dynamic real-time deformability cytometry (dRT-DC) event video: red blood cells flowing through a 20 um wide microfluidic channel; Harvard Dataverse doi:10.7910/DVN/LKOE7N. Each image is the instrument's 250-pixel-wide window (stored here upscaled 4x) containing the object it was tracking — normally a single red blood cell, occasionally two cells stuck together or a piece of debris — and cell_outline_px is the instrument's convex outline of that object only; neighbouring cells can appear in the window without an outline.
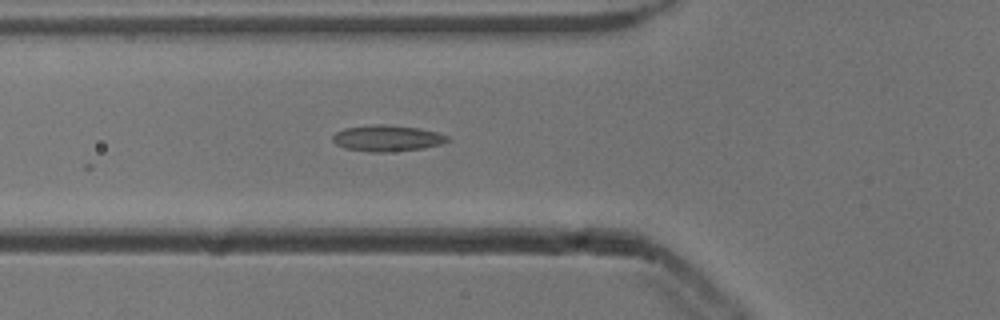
{"species": "common noctule bat (a hibernating species)", "species_latin": "Nyctalus noctula", "temperature_condition": "cold", "stored_images_in_passage": 12, "camera_frame_rate_fps": 3000, "um_per_image_px": 0.085, "animal": {"sex": "male", "body_mass_g": 13.3}, "frame": {"image": 1, "passage_image": 8, "time_ms": 2.333, "image_size_px": [1000, 320], "cell_outline_px": [[452, 140], [440, 144], [424, 148], [388, 152], [368, 152], [344, 148], [336, 144], [332, 140], [332, 136], [336, 132], [344, 128], [372, 124], [384, 124], [416, 128], [436, 132], [448, 136]], "centroid_in_image_um": [32.88, 11.75], "position_along_channel_um": 92.9, "area_um2": 17.57}}